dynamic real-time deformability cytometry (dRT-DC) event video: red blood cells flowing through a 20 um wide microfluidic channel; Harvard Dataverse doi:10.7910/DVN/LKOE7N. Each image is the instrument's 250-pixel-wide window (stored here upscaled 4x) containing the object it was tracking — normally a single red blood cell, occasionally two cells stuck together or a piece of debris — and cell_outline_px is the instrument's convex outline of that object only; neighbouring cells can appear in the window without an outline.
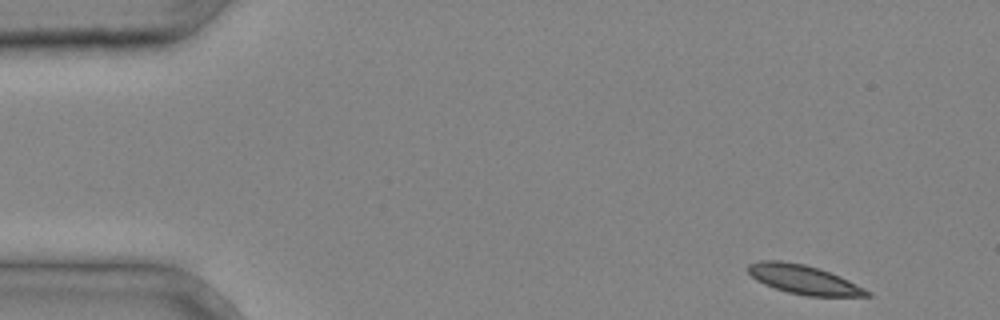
{"species": "common noctule bat (a hibernating species)", "species_latin": "Nyctalus noctula", "temperature_condition": "cold", "stored_images_in_passage": 4, "camera_frame_rate_fps": 3000, "um_per_image_px": 0.085, "animal": {"sex": "male", "body_mass_g": 20.4}, "frame": {"image": 1, "passage_image": 1, "time_ms": 0.0, "image_size_px": [1000, 320], "cell_outline_px": [[872, 296], [808, 296], [788, 292], [764, 284], [756, 280], [748, 272], [748, 264], [760, 260], [780, 260], [804, 264], [840, 276], [872, 292]], "centroid_in_image_um": [68.3, 23.76], "position_along_channel_um": 16.7, "area_um2": 19.94}}